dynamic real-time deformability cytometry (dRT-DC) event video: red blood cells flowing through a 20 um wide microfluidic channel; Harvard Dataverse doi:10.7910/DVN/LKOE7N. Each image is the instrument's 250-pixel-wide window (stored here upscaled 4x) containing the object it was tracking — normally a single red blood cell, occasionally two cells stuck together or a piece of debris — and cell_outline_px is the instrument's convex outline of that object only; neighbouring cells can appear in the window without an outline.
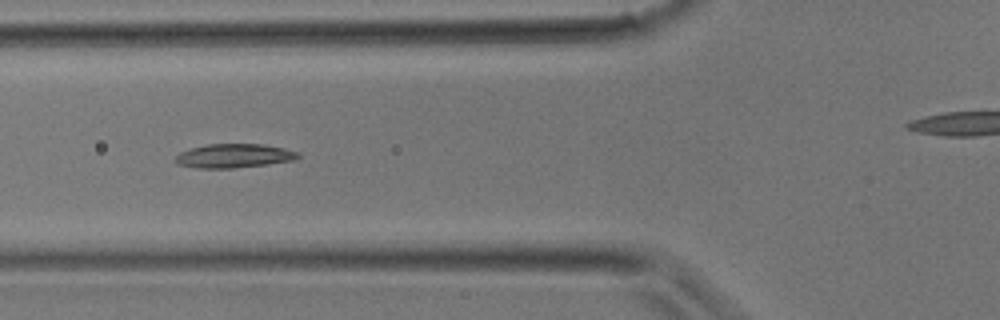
{"species": "common noctule bat (a hibernating species)", "species_latin": "Nyctalus noctula", "temperature_condition": "room temperature", "stored_images_in_passage": 29, "camera_frame_rate_fps": 3000, "um_per_image_px": 0.085, "animal": {"sex": "male", "body_mass_g": 17.9}, "frame": {"image": 1, "passage_image": 7, "time_ms": 2.0, "image_size_px": [1000, 320], "cell_outline_px": [[300, 156], [292, 160], [268, 164], [232, 168], [196, 168], [176, 164], [172, 160], [180, 152], [192, 148], [208, 144], [264, 144], [284, 148], [296, 152]], "centroid_in_image_um": [19.82, 13.25], "position_along_channel_um": 106.0, "area_um2": 17.05}}
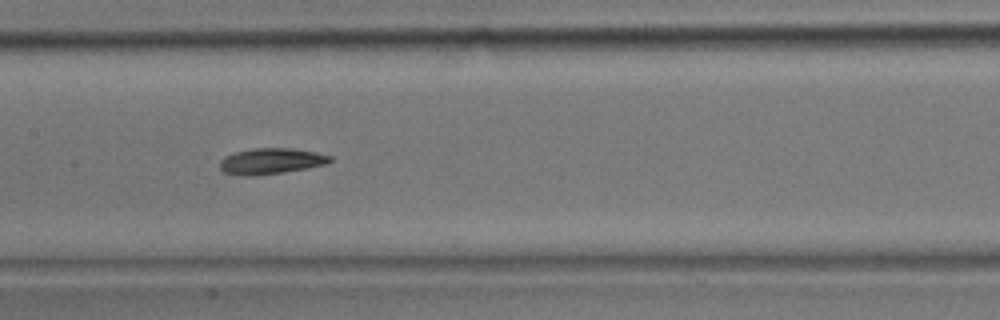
{"frame": {"image": 2, "passage_image": 11, "time_ms": 3.333, "image_size_px": [1000, 320], "cell_outline_px": [[332, 160], [328, 164], [308, 168], [284, 172], [256, 176], [240, 176], [224, 172], [220, 168], [220, 160], [224, 156], [236, 152], [252, 148], [292, 148], [316, 152], [332, 156]], "centroid_in_image_um": [23.05, 13.7], "position_along_channel_um": 184.4, "area_um2": 16.88}}
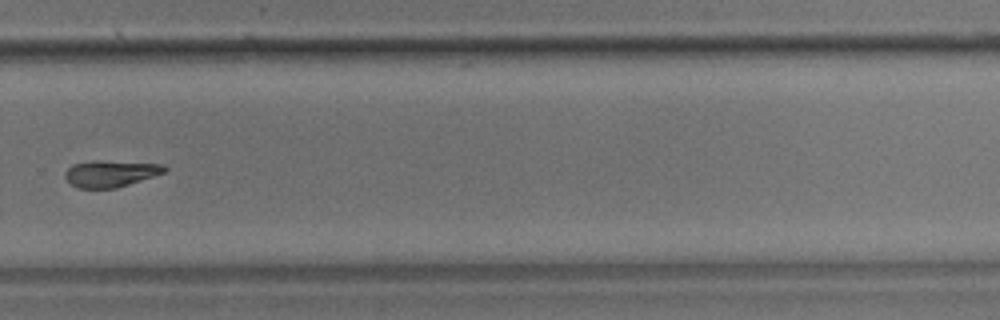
{"frame": {"image": 3, "passage_image": 18, "time_ms": 5.667, "image_size_px": [1000, 320], "cell_outline_px": [[168, 168], [164, 172], [116, 188], [80, 188], [72, 184], [64, 176], [64, 172], [72, 164], [92, 160], [164, 164]], "centroid_in_image_um": [9.37, 14.74], "position_along_channel_um": 320.4, "area_um2": 15.2}}